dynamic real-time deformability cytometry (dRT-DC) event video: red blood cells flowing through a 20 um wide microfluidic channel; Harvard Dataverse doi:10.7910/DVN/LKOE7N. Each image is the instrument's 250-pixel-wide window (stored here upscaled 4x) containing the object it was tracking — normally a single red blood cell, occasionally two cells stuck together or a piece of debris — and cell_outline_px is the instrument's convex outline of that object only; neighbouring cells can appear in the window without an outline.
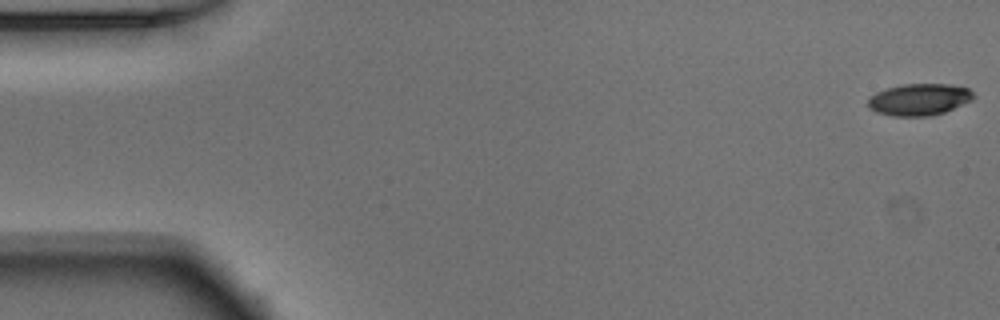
{"species": "Egyptian fruit bat (a non-hibernating species)", "species_latin": "Rousettus aegyptiacus", "temperature_condition": "warm", "stored_images_in_passage": 52, "camera_frame_rate_fps": 3000, "um_per_image_px": 0.085, "animal": {"sex": "male"}, "frame": {"image": 1, "passage_image": 1, "time_ms": 0.0, "image_size_px": [1000, 320], "cell_outline_px": [[976, 96], [972, 100], [944, 112], [928, 116], [892, 116], [876, 112], [868, 108], [868, 100], [876, 92], [888, 88], [904, 84], [948, 84], [968, 88]], "centroid_in_image_um": [78.13, 8.46], "position_along_channel_um": 6.9, "area_um2": 19.42}}
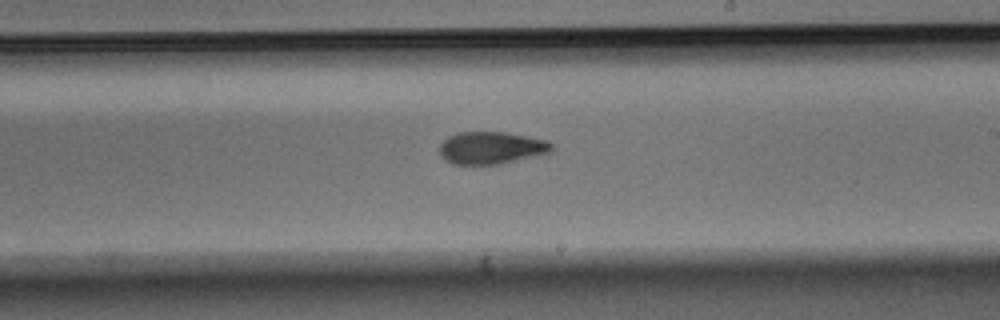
{"frame": {"image": 2, "passage_image": 30, "time_ms": 9.667, "image_size_px": [1000, 320], "cell_outline_px": [[552, 148], [548, 152], [500, 164], [452, 164], [444, 160], [440, 156], [440, 144], [448, 136], [456, 132], [504, 132], [528, 136], [548, 140], [552, 144]], "centroid_in_image_um": [41.7, 12.56], "position_along_channel_um": 247.3, "area_um2": 21.04}}
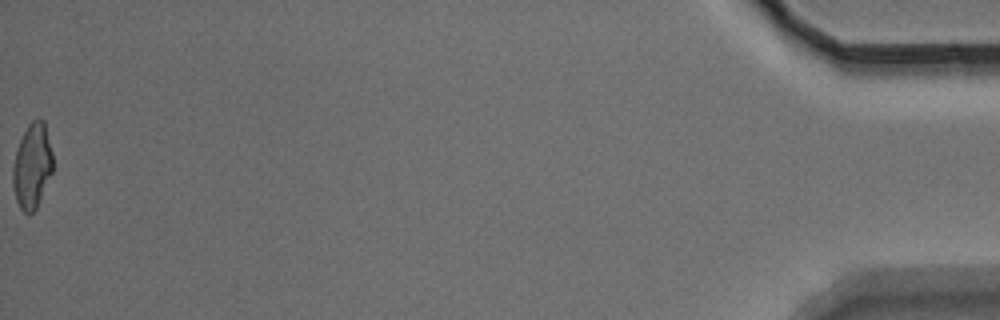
{"frame": {"image": 3, "passage_image": 52, "time_ms": 17.0, "image_size_px": [1000, 320], "cell_outline_px": [[52, 172], [36, 208], [28, 216], [20, 208], [16, 200], [12, 184], [12, 168], [16, 148], [28, 124], [32, 120], [44, 120], [52, 152]], "centroid_in_image_um": [2.71, 14.12], "position_along_channel_um": 432.5, "area_um2": 19.77}, "authors_computed_cell_mechanics": {"area_um2": 20.808, "velocity_mm_per_s": 3.9132, "shape_relaxation_time_tau1_ms": 7.9134, "shape_relaxation_time_tau2_ms": 3.6361, "deformation_change_tau1": 0.2347, "deformation_change_tau2": 0.1042}}